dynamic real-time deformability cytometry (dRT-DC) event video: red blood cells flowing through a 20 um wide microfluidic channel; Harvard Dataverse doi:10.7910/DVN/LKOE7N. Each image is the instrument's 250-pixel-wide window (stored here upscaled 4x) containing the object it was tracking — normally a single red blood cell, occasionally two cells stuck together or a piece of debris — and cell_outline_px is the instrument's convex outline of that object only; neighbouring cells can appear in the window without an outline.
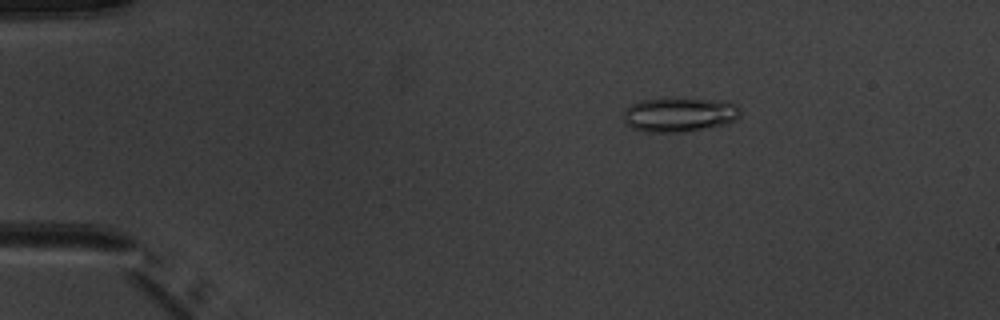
{"species": "common noctule bat (a hibernating species)", "species_latin": "Nyctalus noctula", "temperature_condition": "warm", "stored_images_in_passage": 4, "camera_frame_rate_fps": 3000, "um_per_image_px": 0.085, "animal": {"sex": "male", "body_mass_g": 20.1, "forearm_length_mm": 53.5}, "frame": {"image": 1, "passage_image": 2, "time_ms": 1.333, "image_size_px": [1000, 320], "cell_outline_px": [[740, 116], [736, 120], [724, 124], [684, 132], [644, 132], [632, 128], [624, 124], [624, 108], [632, 104], [644, 100], [728, 100], [740, 108]], "centroid_in_image_um": [57.74, 9.77], "position_along_channel_um": 27.3, "area_um2": 23.0}}